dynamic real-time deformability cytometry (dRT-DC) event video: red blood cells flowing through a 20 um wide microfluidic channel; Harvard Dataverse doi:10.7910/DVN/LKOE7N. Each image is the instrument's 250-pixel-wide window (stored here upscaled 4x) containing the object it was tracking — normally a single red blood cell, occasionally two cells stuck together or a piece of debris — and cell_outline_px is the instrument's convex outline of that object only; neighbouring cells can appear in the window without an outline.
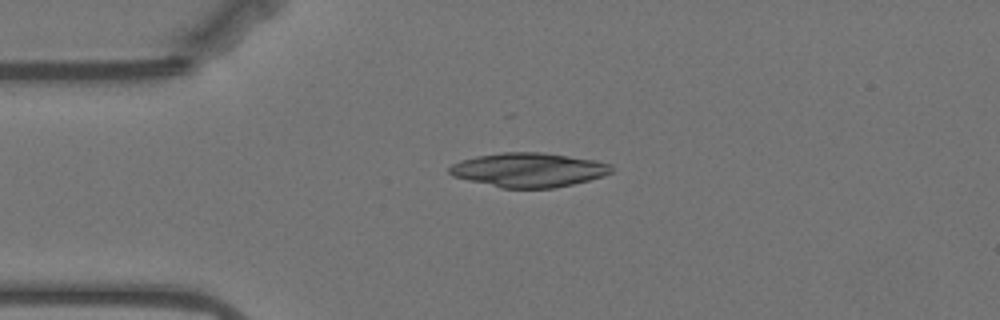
{"species": "Egyptian fruit bat (a non-hibernating species)", "species_latin": "Rousettus aegyptiacus", "temperature_condition": "warm", "stored_images_in_passage": 8, "camera_frame_rate_fps": 3000, "um_per_image_px": 0.085, "animal": {"sex": "female"}, "frame": {"image": 1, "passage_image": 1, "time_ms": 0.0, "image_size_px": [1000, 320], "cell_outline_px": [[612, 172], [604, 176], [572, 184], [552, 188], [500, 188], [452, 176], [448, 172], [448, 168], [452, 164], [460, 160], [476, 156], [500, 152], [544, 152], [596, 160], [612, 164]], "centroid_in_image_um": [44.92, 14.43], "position_along_channel_um": 40.1, "area_um2": 32.54}}